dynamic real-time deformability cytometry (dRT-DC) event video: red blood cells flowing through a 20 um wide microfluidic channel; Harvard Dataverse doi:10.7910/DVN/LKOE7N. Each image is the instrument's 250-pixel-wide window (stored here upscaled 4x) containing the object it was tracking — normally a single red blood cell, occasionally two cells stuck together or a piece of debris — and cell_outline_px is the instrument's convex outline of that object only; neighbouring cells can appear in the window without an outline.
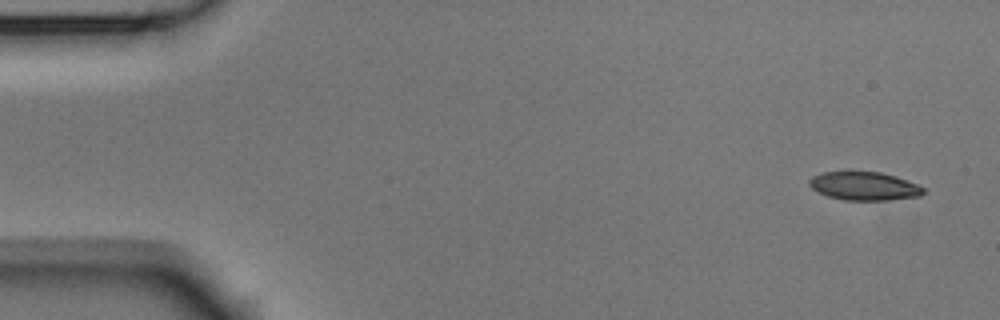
{"species": "Egyptian fruit bat (a non-hibernating species)", "species_latin": "Rousettus aegyptiacus", "temperature_condition": "room temperature", "stored_images_in_passage": 4, "camera_frame_rate_fps": 3000, "um_per_image_px": 0.085, "animal": {"sex": "male"}, "frame": {"image": 1, "passage_image": 1, "time_ms": 0.0, "image_size_px": [1000, 320], "cell_outline_px": [[924, 192], [920, 196], [888, 200], [844, 200], [828, 196], [812, 188], [808, 184], [808, 180], [812, 176], [824, 172], [880, 172], [896, 176], [916, 184], [924, 188]], "centroid_in_image_um": [73.45, 15.82], "position_along_channel_um": 11.5, "area_um2": 18.73}}
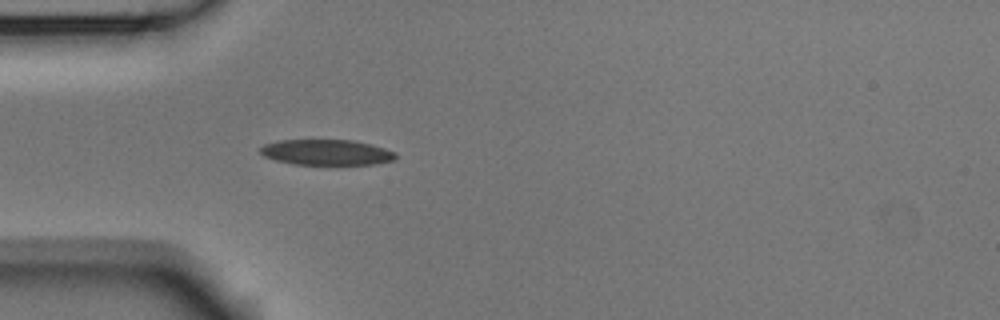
{"frame": {"image": 2, "passage_image": 4, "time_ms": 1.0, "image_size_px": [1000, 320], "cell_outline_px": [[396, 156], [392, 160], [372, 164], [292, 164], [276, 160], [264, 156], [260, 152], [260, 148], [264, 144], [280, 140], [352, 140], [384, 148], [396, 152]], "centroid_in_image_um": [27.71, 12.94], "position_along_channel_um": 57.3, "area_um2": 19.88}}